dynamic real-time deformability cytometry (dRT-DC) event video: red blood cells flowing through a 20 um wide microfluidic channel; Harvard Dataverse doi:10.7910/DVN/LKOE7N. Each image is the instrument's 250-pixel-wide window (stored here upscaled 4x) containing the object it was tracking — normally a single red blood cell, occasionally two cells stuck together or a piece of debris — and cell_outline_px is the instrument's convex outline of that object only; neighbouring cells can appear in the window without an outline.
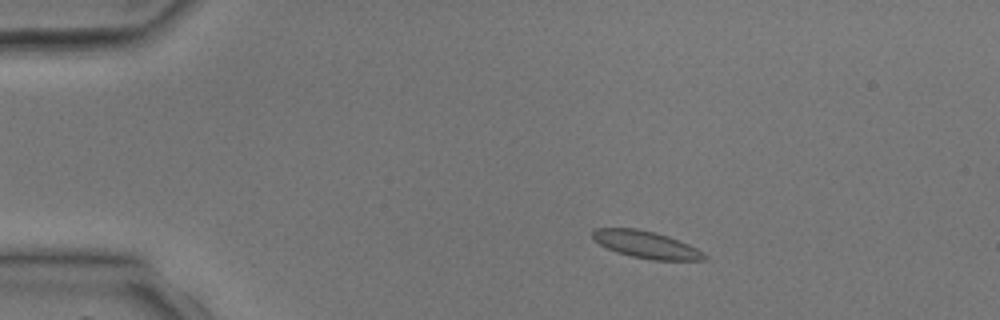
{"species": "common noctule bat (a hibernating species)", "species_latin": "Nyctalus noctula", "temperature_condition": "room temperature", "stored_images_in_passage": 2, "camera_frame_rate_fps": 3000, "um_per_image_px": 0.085, "animal": {"sex": "male", "body_mass_g": 17.9, "forearm_length_mm": 54.2}, "frame": {"image": 1, "passage_image": 1, "time_ms": 0.0, "image_size_px": [1000, 320], "cell_outline_px": [[708, 256], [704, 260], [652, 260], [632, 256], [616, 252], [592, 240], [592, 232], [596, 228], [636, 228], [656, 232], [668, 236], [688, 244], [696, 248]], "centroid_in_image_um": [54.9, 20.78], "position_along_channel_um": 30.1, "area_um2": 17.63}}